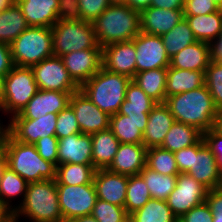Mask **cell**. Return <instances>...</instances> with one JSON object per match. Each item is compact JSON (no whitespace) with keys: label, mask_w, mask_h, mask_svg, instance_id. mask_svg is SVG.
I'll return each instance as SVG.
<instances>
[{"label":"cell","mask_w":222,"mask_h":222,"mask_svg":"<svg viewBox=\"0 0 222 222\" xmlns=\"http://www.w3.org/2000/svg\"><path fill=\"white\" fill-rule=\"evenodd\" d=\"M129 216L134 222H175L177 219L166 201L154 198Z\"/></svg>","instance_id":"74e56055"},{"label":"cell","mask_w":222,"mask_h":222,"mask_svg":"<svg viewBox=\"0 0 222 222\" xmlns=\"http://www.w3.org/2000/svg\"><path fill=\"white\" fill-rule=\"evenodd\" d=\"M212 60V45L196 41L170 59V67L190 71H205Z\"/></svg>","instance_id":"484cf974"},{"label":"cell","mask_w":222,"mask_h":222,"mask_svg":"<svg viewBox=\"0 0 222 222\" xmlns=\"http://www.w3.org/2000/svg\"><path fill=\"white\" fill-rule=\"evenodd\" d=\"M179 173H187L192 167L193 145L174 152Z\"/></svg>","instance_id":"f907efd6"},{"label":"cell","mask_w":222,"mask_h":222,"mask_svg":"<svg viewBox=\"0 0 222 222\" xmlns=\"http://www.w3.org/2000/svg\"><path fill=\"white\" fill-rule=\"evenodd\" d=\"M164 103L175 121L193 126L202 133L214 127L218 109L205 84L200 88L169 96Z\"/></svg>","instance_id":"6da1fadb"},{"label":"cell","mask_w":222,"mask_h":222,"mask_svg":"<svg viewBox=\"0 0 222 222\" xmlns=\"http://www.w3.org/2000/svg\"><path fill=\"white\" fill-rule=\"evenodd\" d=\"M93 164L91 135L76 133L58 139V165Z\"/></svg>","instance_id":"44dd1931"},{"label":"cell","mask_w":222,"mask_h":222,"mask_svg":"<svg viewBox=\"0 0 222 222\" xmlns=\"http://www.w3.org/2000/svg\"><path fill=\"white\" fill-rule=\"evenodd\" d=\"M57 191L62 216L78 218L92 214L98 199L94 182L82 185H57Z\"/></svg>","instance_id":"9c48e42d"},{"label":"cell","mask_w":222,"mask_h":222,"mask_svg":"<svg viewBox=\"0 0 222 222\" xmlns=\"http://www.w3.org/2000/svg\"><path fill=\"white\" fill-rule=\"evenodd\" d=\"M38 90L31 67L14 65L4 77V97L0 112L9 114L8 119L19 114Z\"/></svg>","instance_id":"ba28073f"},{"label":"cell","mask_w":222,"mask_h":222,"mask_svg":"<svg viewBox=\"0 0 222 222\" xmlns=\"http://www.w3.org/2000/svg\"><path fill=\"white\" fill-rule=\"evenodd\" d=\"M219 7L212 0H185L184 15H205L214 13Z\"/></svg>","instance_id":"bcb514c9"},{"label":"cell","mask_w":222,"mask_h":222,"mask_svg":"<svg viewBox=\"0 0 222 222\" xmlns=\"http://www.w3.org/2000/svg\"><path fill=\"white\" fill-rule=\"evenodd\" d=\"M157 103L153 101L132 79L126 88V98L123 101L119 114L122 115H149Z\"/></svg>","instance_id":"d6a6232c"},{"label":"cell","mask_w":222,"mask_h":222,"mask_svg":"<svg viewBox=\"0 0 222 222\" xmlns=\"http://www.w3.org/2000/svg\"><path fill=\"white\" fill-rule=\"evenodd\" d=\"M112 3V0H76L69 7V13L75 18L92 23Z\"/></svg>","instance_id":"60d3db41"},{"label":"cell","mask_w":222,"mask_h":222,"mask_svg":"<svg viewBox=\"0 0 222 222\" xmlns=\"http://www.w3.org/2000/svg\"><path fill=\"white\" fill-rule=\"evenodd\" d=\"M124 3L132 10L140 13L150 7L151 0H125Z\"/></svg>","instance_id":"db71d44e"},{"label":"cell","mask_w":222,"mask_h":222,"mask_svg":"<svg viewBox=\"0 0 222 222\" xmlns=\"http://www.w3.org/2000/svg\"><path fill=\"white\" fill-rule=\"evenodd\" d=\"M72 80L81 87L102 67V49H84L61 56Z\"/></svg>","instance_id":"e0dca14e"},{"label":"cell","mask_w":222,"mask_h":222,"mask_svg":"<svg viewBox=\"0 0 222 222\" xmlns=\"http://www.w3.org/2000/svg\"><path fill=\"white\" fill-rule=\"evenodd\" d=\"M102 67L133 79L136 74V48L133 40L102 48Z\"/></svg>","instance_id":"ac0fdd59"},{"label":"cell","mask_w":222,"mask_h":222,"mask_svg":"<svg viewBox=\"0 0 222 222\" xmlns=\"http://www.w3.org/2000/svg\"><path fill=\"white\" fill-rule=\"evenodd\" d=\"M146 166L163 175L179 174L174 152L162 147L147 149Z\"/></svg>","instance_id":"ab89813d"},{"label":"cell","mask_w":222,"mask_h":222,"mask_svg":"<svg viewBox=\"0 0 222 222\" xmlns=\"http://www.w3.org/2000/svg\"><path fill=\"white\" fill-rule=\"evenodd\" d=\"M131 79L128 76L101 69L84 83L80 90L100 110L109 116L118 113L126 98V88Z\"/></svg>","instance_id":"5b68a950"},{"label":"cell","mask_w":222,"mask_h":222,"mask_svg":"<svg viewBox=\"0 0 222 222\" xmlns=\"http://www.w3.org/2000/svg\"><path fill=\"white\" fill-rule=\"evenodd\" d=\"M7 157L4 146H0V181L3 177L4 171L7 168Z\"/></svg>","instance_id":"6f0895ef"},{"label":"cell","mask_w":222,"mask_h":222,"mask_svg":"<svg viewBox=\"0 0 222 222\" xmlns=\"http://www.w3.org/2000/svg\"><path fill=\"white\" fill-rule=\"evenodd\" d=\"M185 0H151L150 6L168 10H177L184 8Z\"/></svg>","instance_id":"f5cc1de1"},{"label":"cell","mask_w":222,"mask_h":222,"mask_svg":"<svg viewBox=\"0 0 222 222\" xmlns=\"http://www.w3.org/2000/svg\"><path fill=\"white\" fill-rule=\"evenodd\" d=\"M57 115L48 113L35 120L12 117L8 120V133L17 141L35 144L41 138L55 136Z\"/></svg>","instance_id":"5bb4252c"},{"label":"cell","mask_w":222,"mask_h":222,"mask_svg":"<svg viewBox=\"0 0 222 222\" xmlns=\"http://www.w3.org/2000/svg\"><path fill=\"white\" fill-rule=\"evenodd\" d=\"M187 173L209 190L222 187V175L216 158L203 137L193 145L192 167Z\"/></svg>","instance_id":"2e32d148"},{"label":"cell","mask_w":222,"mask_h":222,"mask_svg":"<svg viewBox=\"0 0 222 222\" xmlns=\"http://www.w3.org/2000/svg\"><path fill=\"white\" fill-rule=\"evenodd\" d=\"M206 203L213 212V222H222V187L209 190Z\"/></svg>","instance_id":"681fc988"},{"label":"cell","mask_w":222,"mask_h":222,"mask_svg":"<svg viewBox=\"0 0 222 222\" xmlns=\"http://www.w3.org/2000/svg\"><path fill=\"white\" fill-rule=\"evenodd\" d=\"M72 93L75 92L38 90L23 110L13 117L35 120L48 113L58 114L69 106Z\"/></svg>","instance_id":"d6986e66"},{"label":"cell","mask_w":222,"mask_h":222,"mask_svg":"<svg viewBox=\"0 0 222 222\" xmlns=\"http://www.w3.org/2000/svg\"><path fill=\"white\" fill-rule=\"evenodd\" d=\"M205 85L217 109L222 108V62L212 59L205 70Z\"/></svg>","instance_id":"b9f144b4"},{"label":"cell","mask_w":222,"mask_h":222,"mask_svg":"<svg viewBox=\"0 0 222 222\" xmlns=\"http://www.w3.org/2000/svg\"><path fill=\"white\" fill-rule=\"evenodd\" d=\"M63 1L68 7H70L76 0H63Z\"/></svg>","instance_id":"003e7915"},{"label":"cell","mask_w":222,"mask_h":222,"mask_svg":"<svg viewBox=\"0 0 222 222\" xmlns=\"http://www.w3.org/2000/svg\"><path fill=\"white\" fill-rule=\"evenodd\" d=\"M209 189L188 173H179L175 189L167 197V205L177 218L191 208L206 202Z\"/></svg>","instance_id":"8fae6325"},{"label":"cell","mask_w":222,"mask_h":222,"mask_svg":"<svg viewBox=\"0 0 222 222\" xmlns=\"http://www.w3.org/2000/svg\"><path fill=\"white\" fill-rule=\"evenodd\" d=\"M14 211L0 201V222H13Z\"/></svg>","instance_id":"11a10c76"},{"label":"cell","mask_w":222,"mask_h":222,"mask_svg":"<svg viewBox=\"0 0 222 222\" xmlns=\"http://www.w3.org/2000/svg\"><path fill=\"white\" fill-rule=\"evenodd\" d=\"M27 185L26 180L7 167L0 181V201L15 211L24 201ZM18 197L23 200H20L18 205H13L12 200H16Z\"/></svg>","instance_id":"836d02e7"},{"label":"cell","mask_w":222,"mask_h":222,"mask_svg":"<svg viewBox=\"0 0 222 222\" xmlns=\"http://www.w3.org/2000/svg\"><path fill=\"white\" fill-rule=\"evenodd\" d=\"M212 59L222 62V34L212 44Z\"/></svg>","instance_id":"9f6ffc18"},{"label":"cell","mask_w":222,"mask_h":222,"mask_svg":"<svg viewBox=\"0 0 222 222\" xmlns=\"http://www.w3.org/2000/svg\"><path fill=\"white\" fill-rule=\"evenodd\" d=\"M92 24L102 48L113 43L130 41L141 32L140 13L124 2H113Z\"/></svg>","instance_id":"7a4b0ae2"},{"label":"cell","mask_w":222,"mask_h":222,"mask_svg":"<svg viewBox=\"0 0 222 222\" xmlns=\"http://www.w3.org/2000/svg\"><path fill=\"white\" fill-rule=\"evenodd\" d=\"M69 105L74 111L81 133L92 135L109 129L110 116L100 110L81 90L71 94Z\"/></svg>","instance_id":"9a60e30c"},{"label":"cell","mask_w":222,"mask_h":222,"mask_svg":"<svg viewBox=\"0 0 222 222\" xmlns=\"http://www.w3.org/2000/svg\"><path fill=\"white\" fill-rule=\"evenodd\" d=\"M148 187L140 174L128 176L124 208L128 215L142 208L150 199Z\"/></svg>","instance_id":"f35d334b"},{"label":"cell","mask_w":222,"mask_h":222,"mask_svg":"<svg viewBox=\"0 0 222 222\" xmlns=\"http://www.w3.org/2000/svg\"><path fill=\"white\" fill-rule=\"evenodd\" d=\"M57 222H78L77 218H69L62 216Z\"/></svg>","instance_id":"e7e4bbea"},{"label":"cell","mask_w":222,"mask_h":222,"mask_svg":"<svg viewBox=\"0 0 222 222\" xmlns=\"http://www.w3.org/2000/svg\"><path fill=\"white\" fill-rule=\"evenodd\" d=\"M213 129L222 135V108L217 110Z\"/></svg>","instance_id":"680465c9"},{"label":"cell","mask_w":222,"mask_h":222,"mask_svg":"<svg viewBox=\"0 0 222 222\" xmlns=\"http://www.w3.org/2000/svg\"><path fill=\"white\" fill-rule=\"evenodd\" d=\"M91 141L94 168L107 169L116 155L120 142L110 129L92 134Z\"/></svg>","instance_id":"83f0119b"},{"label":"cell","mask_w":222,"mask_h":222,"mask_svg":"<svg viewBox=\"0 0 222 222\" xmlns=\"http://www.w3.org/2000/svg\"><path fill=\"white\" fill-rule=\"evenodd\" d=\"M10 46L0 42V76L5 77L13 68Z\"/></svg>","instance_id":"816d5d0a"},{"label":"cell","mask_w":222,"mask_h":222,"mask_svg":"<svg viewBox=\"0 0 222 222\" xmlns=\"http://www.w3.org/2000/svg\"><path fill=\"white\" fill-rule=\"evenodd\" d=\"M205 71H190L168 67L166 98L200 88L205 84Z\"/></svg>","instance_id":"f1b7e54d"},{"label":"cell","mask_w":222,"mask_h":222,"mask_svg":"<svg viewBox=\"0 0 222 222\" xmlns=\"http://www.w3.org/2000/svg\"><path fill=\"white\" fill-rule=\"evenodd\" d=\"M15 2L16 0H0V12L11 7Z\"/></svg>","instance_id":"94428289"},{"label":"cell","mask_w":222,"mask_h":222,"mask_svg":"<svg viewBox=\"0 0 222 222\" xmlns=\"http://www.w3.org/2000/svg\"><path fill=\"white\" fill-rule=\"evenodd\" d=\"M9 46L14 65L31 67L54 55L52 28L28 27Z\"/></svg>","instance_id":"52a82bcc"},{"label":"cell","mask_w":222,"mask_h":222,"mask_svg":"<svg viewBox=\"0 0 222 222\" xmlns=\"http://www.w3.org/2000/svg\"><path fill=\"white\" fill-rule=\"evenodd\" d=\"M197 41L212 45L222 34V9L205 15H184Z\"/></svg>","instance_id":"4316f807"},{"label":"cell","mask_w":222,"mask_h":222,"mask_svg":"<svg viewBox=\"0 0 222 222\" xmlns=\"http://www.w3.org/2000/svg\"><path fill=\"white\" fill-rule=\"evenodd\" d=\"M174 122L175 119L165 103H157L149 113L143 133V145L147 149L160 147Z\"/></svg>","instance_id":"d4e9b609"},{"label":"cell","mask_w":222,"mask_h":222,"mask_svg":"<svg viewBox=\"0 0 222 222\" xmlns=\"http://www.w3.org/2000/svg\"><path fill=\"white\" fill-rule=\"evenodd\" d=\"M93 182L98 199L124 207L128 176L114 173L108 169H97L94 173Z\"/></svg>","instance_id":"ffe728a7"},{"label":"cell","mask_w":222,"mask_h":222,"mask_svg":"<svg viewBox=\"0 0 222 222\" xmlns=\"http://www.w3.org/2000/svg\"><path fill=\"white\" fill-rule=\"evenodd\" d=\"M96 169L93 164H71L57 165L56 185H82L93 182Z\"/></svg>","instance_id":"e575fe53"},{"label":"cell","mask_w":222,"mask_h":222,"mask_svg":"<svg viewBox=\"0 0 222 222\" xmlns=\"http://www.w3.org/2000/svg\"><path fill=\"white\" fill-rule=\"evenodd\" d=\"M168 68H157L136 73L132 79L153 101L164 103Z\"/></svg>","instance_id":"f546056e"},{"label":"cell","mask_w":222,"mask_h":222,"mask_svg":"<svg viewBox=\"0 0 222 222\" xmlns=\"http://www.w3.org/2000/svg\"><path fill=\"white\" fill-rule=\"evenodd\" d=\"M139 174L144 179L151 197L158 200L166 201L177 183V175H163L147 166Z\"/></svg>","instance_id":"d590c367"},{"label":"cell","mask_w":222,"mask_h":222,"mask_svg":"<svg viewBox=\"0 0 222 222\" xmlns=\"http://www.w3.org/2000/svg\"><path fill=\"white\" fill-rule=\"evenodd\" d=\"M218 7L219 9H222V0H212Z\"/></svg>","instance_id":"03108f58"},{"label":"cell","mask_w":222,"mask_h":222,"mask_svg":"<svg viewBox=\"0 0 222 222\" xmlns=\"http://www.w3.org/2000/svg\"><path fill=\"white\" fill-rule=\"evenodd\" d=\"M203 139L214 154L219 172L222 175V135L212 128L203 133Z\"/></svg>","instance_id":"7dc6e473"},{"label":"cell","mask_w":222,"mask_h":222,"mask_svg":"<svg viewBox=\"0 0 222 222\" xmlns=\"http://www.w3.org/2000/svg\"><path fill=\"white\" fill-rule=\"evenodd\" d=\"M166 53L171 59L175 54L197 41L189 24L183 18L171 31L161 35Z\"/></svg>","instance_id":"8d00e7d4"},{"label":"cell","mask_w":222,"mask_h":222,"mask_svg":"<svg viewBox=\"0 0 222 222\" xmlns=\"http://www.w3.org/2000/svg\"><path fill=\"white\" fill-rule=\"evenodd\" d=\"M202 137L203 133L197 128L175 121L160 147L176 152L195 145Z\"/></svg>","instance_id":"4dcf8cb0"},{"label":"cell","mask_w":222,"mask_h":222,"mask_svg":"<svg viewBox=\"0 0 222 222\" xmlns=\"http://www.w3.org/2000/svg\"><path fill=\"white\" fill-rule=\"evenodd\" d=\"M51 28L54 56L61 57L84 49H102L93 24L75 18L70 13L62 16Z\"/></svg>","instance_id":"8992f818"},{"label":"cell","mask_w":222,"mask_h":222,"mask_svg":"<svg viewBox=\"0 0 222 222\" xmlns=\"http://www.w3.org/2000/svg\"><path fill=\"white\" fill-rule=\"evenodd\" d=\"M3 146L7 166L28 183L56 179L57 167L45 161L34 144L17 141L8 133Z\"/></svg>","instance_id":"277c9868"},{"label":"cell","mask_w":222,"mask_h":222,"mask_svg":"<svg viewBox=\"0 0 222 222\" xmlns=\"http://www.w3.org/2000/svg\"><path fill=\"white\" fill-rule=\"evenodd\" d=\"M91 215L98 222H124L129 217L124 207L116 206L100 199L96 200Z\"/></svg>","instance_id":"7bdbcfd3"},{"label":"cell","mask_w":222,"mask_h":222,"mask_svg":"<svg viewBox=\"0 0 222 222\" xmlns=\"http://www.w3.org/2000/svg\"><path fill=\"white\" fill-rule=\"evenodd\" d=\"M28 27L16 2L0 12V42L10 45Z\"/></svg>","instance_id":"1f68e13d"},{"label":"cell","mask_w":222,"mask_h":222,"mask_svg":"<svg viewBox=\"0 0 222 222\" xmlns=\"http://www.w3.org/2000/svg\"><path fill=\"white\" fill-rule=\"evenodd\" d=\"M124 222H134V221L129 216V217L126 218V220Z\"/></svg>","instance_id":"a7ac6f4b"},{"label":"cell","mask_w":222,"mask_h":222,"mask_svg":"<svg viewBox=\"0 0 222 222\" xmlns=\"http://www.w3.org/2000/svg\"><path fill=\"white\" fill-rule=\"evenodd\" d=\"M132 40L136 48V73L170 66L161 36L140 32Z\"/></svg>","instance_id":"4fadbf2b"},{"label":"cell","mask_w":222,"mask_h":222,"mask_svg":"<svg viewBox=\"0 0 222 222\" xmlns=\"http://www.w3.org/2000/svg\"><path fill=\"white\" fill-rule=\"evenodd\" d=\"M38 154L48 162L58 165V138L56 136H47L39 139L35 144Z\"/></svg>","instance_id":"f6af8a7d"},{"label":"cell","mask_w":222,"mask_h":222,"mask_svg":"<svg viewBox=\"0 0 222 222\" xmlns=\"http://www.w3.org/2000/svg\"><path fill=\"white\" fill-rule=\"evenodd\" d=\"M149 115L110 116L109 129L120 143L143 144V133L146 130Z\"/></svg>","instance_id":"cb8c5ba5"},{"label":"cell","mask_w":222,"mask_h":222,"mask_svg":"<svg viewBox=\"0 0 222 222\" xmlns=\"http://www.w3.org/2000/svg\"><path fill=\"white\" fill-rule=\"evenodd\" d=\"M78 222H98L96 218H94L92 215H85L83 217L77 218Z\"/></svg>","instance_id":"be15d7a7"},{"label":"cell","mask_w":222,"mask_h":222,"mask_svg":"<svg viewBox=\"0 0 222 222\" xmlns=\"http://www.w3.org/2000/svg\"><path fill=\"white\" fill-rule=\"evenodd\" d=\"M23 216L30 222H57L59 207L56 179L28 183L23 203L14 211V219Z\"/></svg>","instance_id":"3957f363"},{"label":"cell","mask_w":222,"mask_h":222,"mask_svg":"<svg viewBox=\"0 0 222 222\" xmlns=\"http://www.w3.org/2000/svg\"><path fill=\"white\" fill-rule=\"evenodd\" d=\"M3 97H4V77L0 76V110L3 105Z\"/></svg>","instance_id":"6125c7cd"},{"label":"cell","mask_w":222,"mask_h":222,"mask_svg":"<svg viewBox=\"0 0 222 222\" xmlns=\"http://www.w3.org/2000/svg\"><path fill=\"white\" fill-rule=\"evenodd\" d=\"M147 148L143 144L120 143L108 170L125 176L137 175L146 166Z\"/></svg>","instance_id":"7402d4cb"},{"label":"cell","mask_w":222,"mask_h":222,"mask_svg":"<svg viewBox=\"0 0 222 222\" xmlns=\"http://www.w3.org/2000/svg\"><path fill=\"white\" fill-rule=\"evenodd\" d=\"M39 90L77 92L80 87L72 80L61 57L51 56L31 66Z\"/></svg>","instance_id":"30bf717a"},{"label":"cell","mask_w":222,"mask_h":222,"mask_svg":"<svg viewBox=\"0 0 222 222\" xmlns=\"http://www.w3.org/2000/svg\"><path fill=\"white\" fill-rule=\"evenodd\" d=\"M181 219L184 222H213V212L209 205L204 202L191 208Z\"/></svg>","instance_id":"c3c4849f"},{"label":"cell","mask_w":222,"mask_h":222,"mask_svg":"<svg viewBox=\"0 0 222 222\" xmlns=\"http://www.w3.org/2000/svg\"><path fill=\"white\" fill-rule=\"evenodd\" d=\"M113 2H124L125 0H112Z\"/></svg>","instance_id":"2644e50d"},{"label":"cell","mask_w":222,"mask_h":222,"mask_svg":"<svg viewBox=\"0 0 222 222\" xmlns=\"http://www.w3.org/2000/svg\"><path fill=\"white\" fill-rule=\"evenodd\" d=\"M175 222H184L181 218H177Z\"/></svg>","instance_id":"89a4df30"},{"label":"cell","mask_w":222,"mask_h":222,"mask_svg":"<svg viewBox=\"0 0 222 222\" xmlns=\"http://www.w3.org/2000/svg\"><path fill=\"white\" fill-rule=\"evenodd\" d=\"M184 18L183 9L168 10L150 6L140 12L141 32L161 36Z\"/></svg>","instance_id":"603a6c76"},{"label":"cell","mask_w":222,"mask_h":222,"mask_svg":"<svg viewBox=\"0 0 222 222\" xmlns=\"http://www.w3.org/2000/svg\"><path fill=\"white\" fill-rule=\"evenodd\" d=\"M3 120L0 119V146H3L4 142H5V138L8 134V124H4L3 125V122H1Z\"/></svg>","instance_id":"91938a15"},{"label":"cell","mask_w":222,"mask_h":222,"mask_svg":"<svg viewBox=\"0 0 222 222\" xmlns=\"http://www.w3.org/2000/svg\"><path fill=\"white\" fill-rule=\"evenodd\" d=\"M81 133L72 107L69 105L57 115L55 136L58 139Z\"/></svg>","instance_id":"ee69618b"},{"label":"cell","mask_w":222,"mask_h":222,"mask_svg":"<svg viewBox=\"0 0 222 222\" xmlns=\"http://www.w3.org/2000/svg\"><path fill=\"white\" fill-rule=\"evenodd\" d=\"M29 27L51 28L69 13L63 0H16Z\"/></svg>","instance_id":"7c38bea8"}]
</instances>
